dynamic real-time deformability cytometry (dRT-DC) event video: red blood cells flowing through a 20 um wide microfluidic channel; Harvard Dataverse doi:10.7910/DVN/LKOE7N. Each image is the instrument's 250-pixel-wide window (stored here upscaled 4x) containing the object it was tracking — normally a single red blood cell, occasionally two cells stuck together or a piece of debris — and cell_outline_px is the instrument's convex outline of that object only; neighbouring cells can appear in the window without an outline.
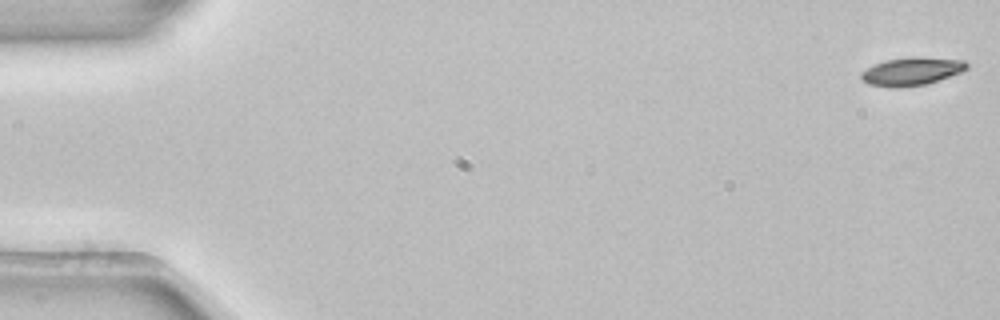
{"species": "common noctule bat (a hibernating species)", "species_latin": "Nyctalus noctula", "temperature_condition": "room temperature", "stored_images_in_passage": 54, "camera_frame_rate_fps": 3000, "um_per_image_px": 0.085, "animal": {"sex": "female", "body_mass_g": 22.7, "forearm_length_mm": 54.2}, "frame": {"image": 1, "passage_image": 1, "time_ms": 0.0, "image_size_px": [1000, 320], "cell_outline_px": [[968, 68], [960, 72], [924, 84], [900, 88], [888, 88], [868, 84], [860, 76], [860, 72], [876, 64], [888, 60], [912, 56], [916, 56], [964, 60], [968, 64]], "centroid_in_image_um": [77.47, 6.06], "position_along_channel_um": 7.5, "area_um2": 17.11}}
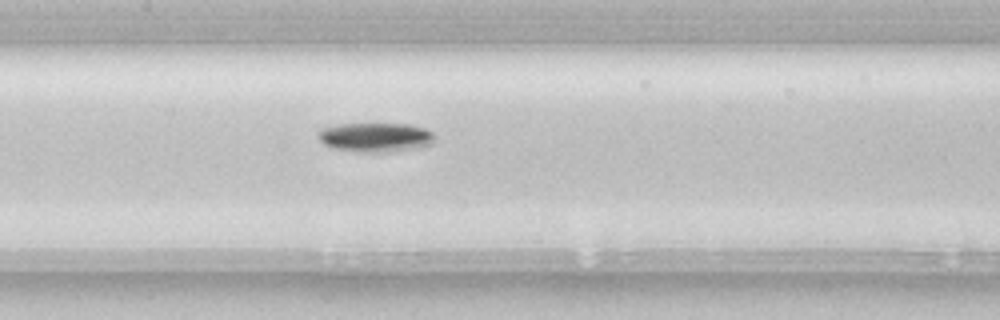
{"frame": {"image": 2, "passage_image": 26, "time_ms": 8.333, "image_size_px": [1000, 320], "cell_outline_px": [[436, 140], [432, 144], [416, 148], [392, 152], [356, 152], [332, 148], [324, 144], [320, 140], [320, 128], [340, 124], [408, 124], [424, 128], [432, 132], [436, 136]], "centroid_in_image_um": [31.96, 11.68], "position_along_channel_um": 175.4, "area_um2": 20.0}}
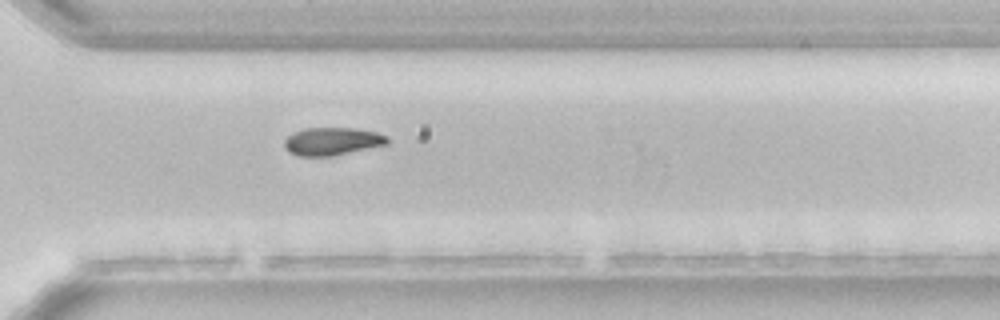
{"frame": {"image": 3, "passage_image": 39, "time_ms": 12.667, "image_size_px": [1000, 320], "cell_outline_px": [[388, 144], [332, 156], [300, 156], [288, 152], [284, 148], [284, 140], [292, 132], [304, 128], [352, 128], [376, 132], [388, 136]], "centroid_in_image_um": [28.2, 12.01], "position_along_channel_um": 342.4, "area_um2": 16.76}, "authors_computed_cell_mechanics": {"area_um2": 17.2533, "velocity_mm_per_s": 3.8656, "shape_relaxation_time_tau1_ms": 4.3378, "shape_relaxation_time_tau2_ms": null, "deformation_change_tau1": 0.0945, "deformation_change_tau2": null}}